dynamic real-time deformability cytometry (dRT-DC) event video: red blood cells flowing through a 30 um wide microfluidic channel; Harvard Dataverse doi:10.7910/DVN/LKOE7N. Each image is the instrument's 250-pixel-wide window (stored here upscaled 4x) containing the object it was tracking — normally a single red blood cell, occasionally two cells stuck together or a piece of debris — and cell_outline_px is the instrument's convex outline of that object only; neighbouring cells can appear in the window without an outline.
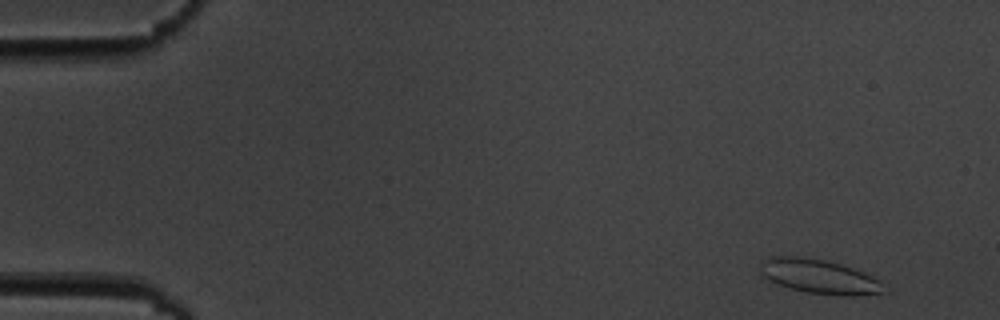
{"species": "common noctule bat (a hibernating species)", "species_latin": "Nyctalus noctula", "temperature_condition": "cold", "stored_images_in_passage": 9, "camera_frame_rate_fps": 3000, "um_per_image_px": 0.085, "animal": {"sex": "male", "body_mass_g": 19.5, "forearm_length_mm": 54.6}, "frame": {"image": 1, "passage_image": 1, "time_ms": 0.0, "image_size_px": [1000, 320], "cell_outline_px": [[888, 292], [848, 296], [836, 296], [808, 292], [792, 288], [780, 284], [764, 276], [760, 272], [760, 264], [764, 260], [772, 256], [800, 256], [824, 260], [840, 264], [852, 268], [872, 276], [880, 280]], "centroid_in_image_um": [69.67, 23.5], "position_along_channel_um": 15.3, "area_um2": 24.45}}
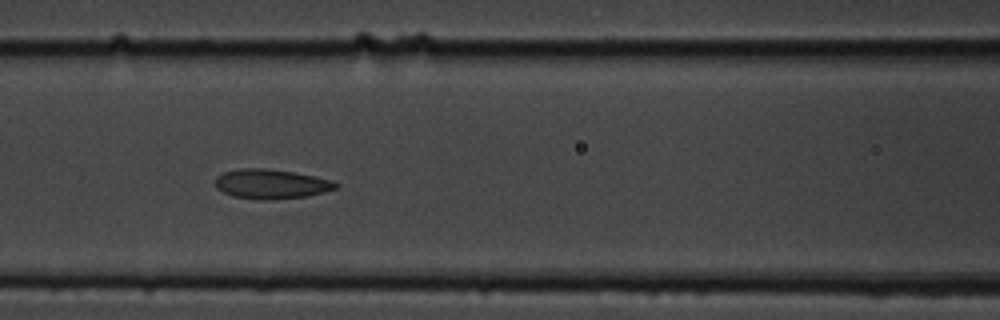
{"frame": {"image": 2, "passage_image": 7, "time_ms": 7.0, "image_size_px": [1000, 320], "cell_outline_px": [[340, 184], [336, 188], [324, 192], [308, 196], [272, 200], [260, 200], [232, 196], [216, 188], [216, 176], [224, 172], [236, 168], [264, 168], [296, 172], [332, 180]], "centroid_in_image_um": [23.05, 15.64], "position_along_channel_um": 143.5, "area_um2": 20.98}}
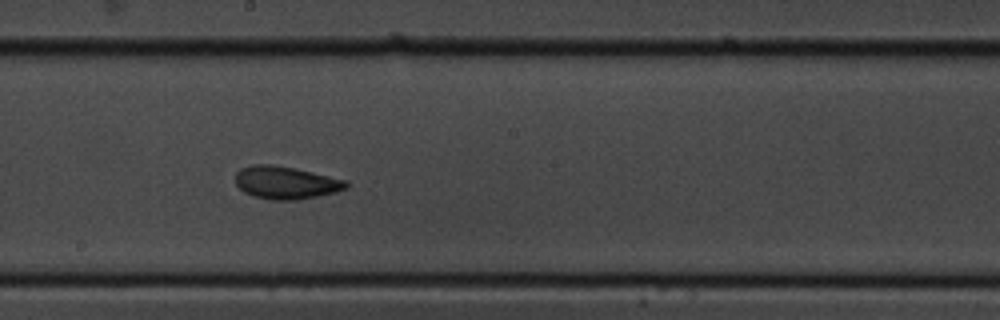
{"frame": {"image": 3, "passage_image": 9, "time_ms": 9.333, "image_size_px": [1000, 320], "cell_outline_px": [[348, 188], [336, 192], [296, 200], [272, 200], [252, 196], [244, 192], [236, 184], [236, 172], [240, 168], [252, 164], [272, 164], [296, 168], [348, 180]], "centroid_in_image_um": [24.3, 15.51], "position_along_channel_um": 223.9, "area_um2": 21.33}}